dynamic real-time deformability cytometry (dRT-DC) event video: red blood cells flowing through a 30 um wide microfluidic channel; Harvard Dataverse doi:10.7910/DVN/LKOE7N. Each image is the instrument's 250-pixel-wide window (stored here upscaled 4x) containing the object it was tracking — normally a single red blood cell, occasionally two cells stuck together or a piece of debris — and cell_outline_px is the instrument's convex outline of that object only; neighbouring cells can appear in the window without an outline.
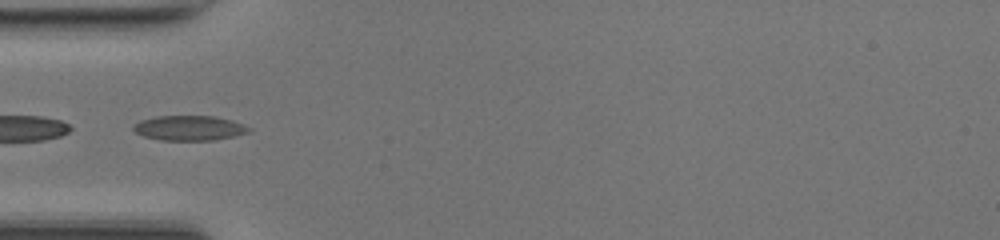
{"species": "common noctule bat (a hibernating species)", "species_latin": "Nyctalus noctula", "temperature_condition": "room temperature", "stored_images_in_passage": 28, "camera_frame_rate_fps": 3000, "um_per_image_px": 0.085, "animal": {"sex": "female", "body_mass_g": 17.0, "forearm_length_mm": 48.0}, "frame": {"image": 1, "passage_image": 1, "time_ms": 0.0, "image_size_px": [1000, 240], "cell_outline_px": [[252, 128], [248, 132], [232, 136], [212, 140], [160, 140], [144, 136], [136, 132], [132, 128], [132, 124], [140, 120], [156, 116], [212, 116], [232, 120], [244, 124]], "centroid_in_image_um": [16.06, 10.87], "position_along_channel_um": 68.9, "area_um2": 16.7}, "authors_computed_cell_mechanics": {"area_um2": 15.9817, "velocity_mm_per_s": 4.2351, "shape_relaxation_time_tau1_ms": 5.0227, "shape_relaxation_time_tau2_ms": 2.8336, "deformation_change_tau1": 0.1437, "deformation_change_tau2": 0.0947}}